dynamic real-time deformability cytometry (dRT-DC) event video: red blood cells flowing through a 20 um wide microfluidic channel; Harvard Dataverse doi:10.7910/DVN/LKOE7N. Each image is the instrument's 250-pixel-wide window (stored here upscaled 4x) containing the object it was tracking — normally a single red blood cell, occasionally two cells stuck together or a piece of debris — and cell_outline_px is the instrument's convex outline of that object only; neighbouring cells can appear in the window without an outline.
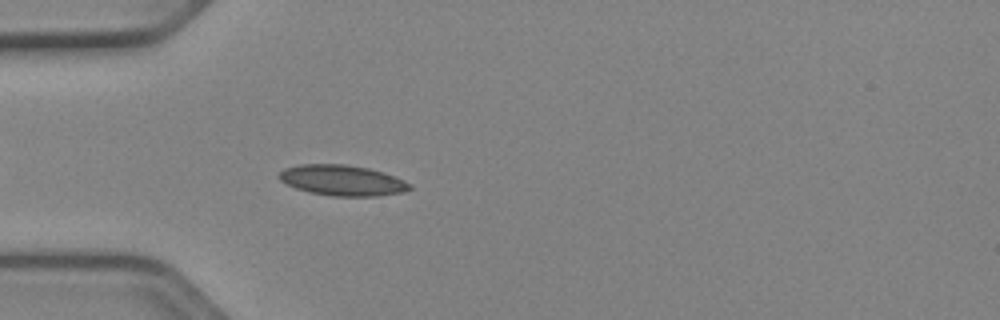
{"species": "Egyptian fruit bat (a non-hibernating species)", "species_latin": "Rousettus aegyptiacus", "temperature_condition": "cold", "stored_images_in_passage": 51, "camera_frame_rate_fps": 3000, "um_per_image_px": 0.085, "animal": {"sex": "female"}, "frame": {"image": 1, "passage_image": 15, "time_ms": 4.667, "image_size_px": [1000, 320], "cell_outline_px": [[412, 188], [404, 192], [376, 196], [332, 196], [308, 192], [296, 188], [280, 180], [280, 172], [284, 168], [300, 164], [344, 164], [368, 168], [384, 172], [404, 180], [412, 184]], "centroid_in_image_um": [29.13, 15.33], "position_along_channel_um": 55.9, "area_um2": 23.29}}
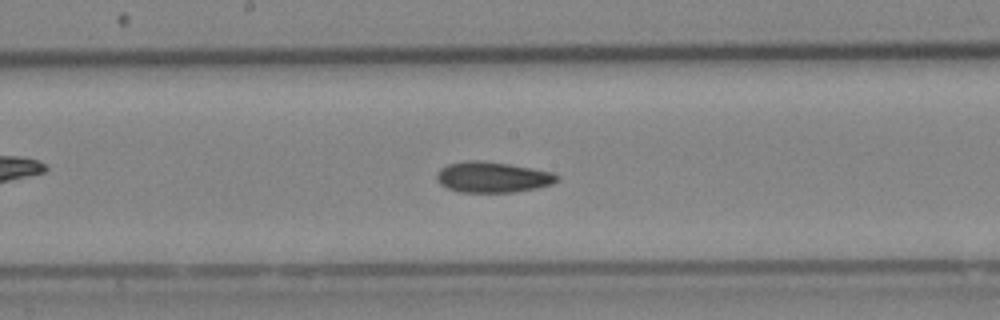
{"frame": {"image": 2, "passage_image": 27, "time_ms": 8.667, "image_size_px": [1000, 320], "cell_outline_px": [[560, 180], [552, 184], [536, 188], [516, 192], [460, 192], [448, 188], [440, 184], [436, 180], [436, 172], [440, 168], [448, 164], [468, 160], [480, 160], [508, 164], [532, 168], [552, 172], [560, 176]], "centroid_in_image_um": [41.87, 15.06], "position_along_channel_um": 206.3, "area_um2": 21.68}}
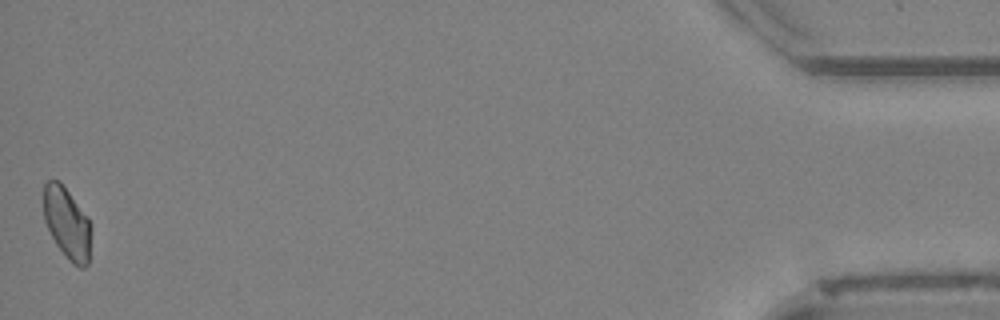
{"frame": {"image": 3, "passage_image": 51, "time_ms": 16.667, "image_size_px": [1000, 320], "cell_outline_px": [[92, 228], [88, 264], [84, 268], [80, 268], [72, 264], [68, 260], [56, 244], [44, 220], [44, 184], [48, 180], [60, 180], [88, 216], [92, 224]], "centroid_in_image_um": [5.73, 18.98], "position_along_channel_um": 429.5, "area_um2": 20.17}, "authors_computed_cell_mechanics": {"area_um2": 20.8658, "velocity_mm_per_s": 3.9356, "shape_relaxation_time_tau1_ms": null, "shape_relaxation_time_tau2_ms": 7.466, "deformation_change_tau1": null, "deformation_change_tau2": 0.1125}}